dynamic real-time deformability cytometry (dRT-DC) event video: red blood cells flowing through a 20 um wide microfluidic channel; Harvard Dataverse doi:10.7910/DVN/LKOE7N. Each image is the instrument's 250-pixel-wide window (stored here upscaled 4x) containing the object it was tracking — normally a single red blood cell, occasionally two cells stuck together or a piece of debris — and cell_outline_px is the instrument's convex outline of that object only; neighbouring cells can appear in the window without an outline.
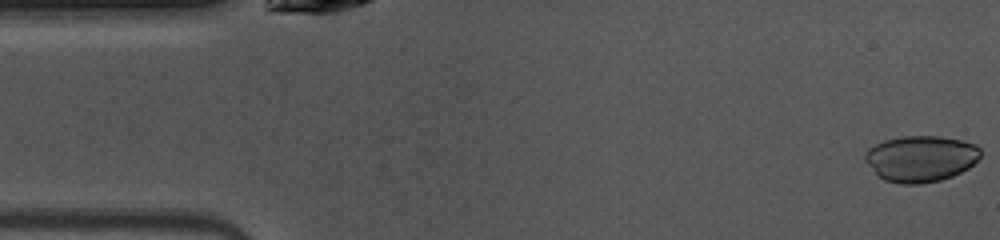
{"species": "common noctule bat (a hibernating species)", "species_latin": "Nyctalus noctula", "temperature_condition": "warm", "stored_images_in_passage": 47, "camera_frame_rate_fps": 3000, "um_per_image_px": 0.085, "animal": {"sex": "female", "body_mass_g": 10.0, "forearm_length_mm": 53.1}, "frame": {"image": 1, "passage_image": 1, "time_ms": 0.0, "image_size_px": [1000, 240], "cell_outline_px": [[980, 156], [968, 168], [952, 176], [940, 180], [920, 184], [900, 184], [884, 180], [876, 176], [864, 160], [864, 152], [868, 148], [884, 140], [900, 136], [940, 136], [964, 140], [976, 144], [980, 148]], "centroid_in_image_um": [78.22, 13.48], "position_along_channel_um": 6.8, "area_um2": 31.44}}
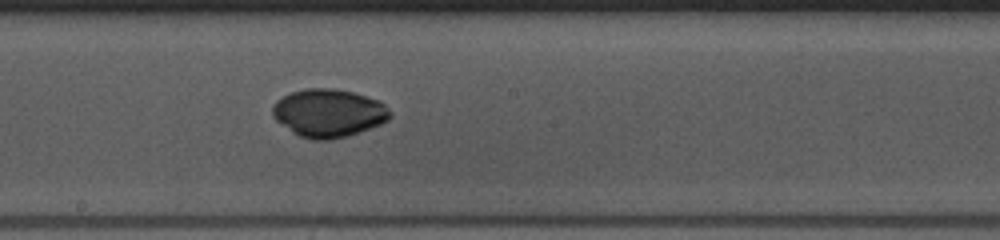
{"frame": {"image": 2, "passage_image": 24, "time_ms": 7.667, "image_size_px": [1000, 240], "cell_outline_px": [[392, 116], [388, 120], [380, 124], [348, 136], [332, 140], [312, 140], [300, 136], [292, 132], [276, 120], [272, 116], [272, 108], [276, 100], [292, 92], [304, 88], [336, 88], [352, 92], [376, 100], [384, 104], [392, 112]], "centroid_in_image_um": [27.92, 9.61], "position_along_channel_um": 220.3, "area_um2": 32.95}}
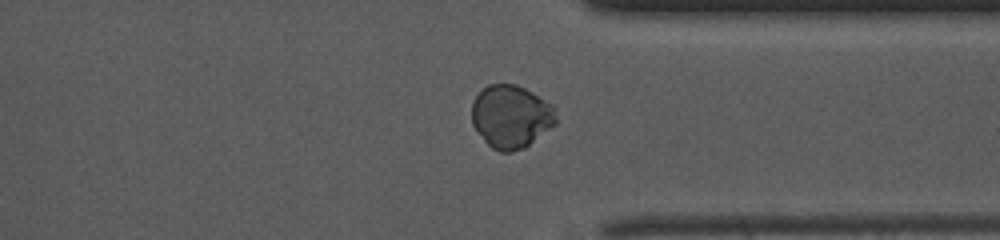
{"frame": {"image": 3, "passage_image": 35, "time_ms": 11.333, "image_size_px": [1000, 240], "cell_outline_px": [[556, 124], [524, 148], [512, 152], [500, 152], [492, 148], [484, 140], [472, 124], [472, 104], [476, 96], [488, 84], [516, 84], [532, 92], [552, 104], [556, 108]], "centroid_in_image_um": [43.45, 9.91], "position_along_channel_um": 368.0, "area_um2": 30.98}}